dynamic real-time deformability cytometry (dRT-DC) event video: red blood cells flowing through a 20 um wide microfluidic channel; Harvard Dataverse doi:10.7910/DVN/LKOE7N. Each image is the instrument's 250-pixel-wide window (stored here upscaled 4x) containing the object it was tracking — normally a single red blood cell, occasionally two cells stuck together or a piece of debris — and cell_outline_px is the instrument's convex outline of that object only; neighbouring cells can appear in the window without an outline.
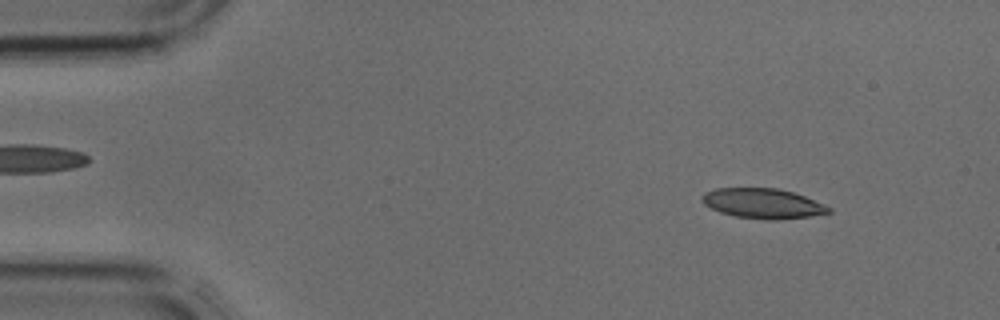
{"species": "common noctule bat (a hibernating species)", "species_latin": "Nyctalus noctula", "temperature_condition": "cold", "stored_images_in_passage": 40, "camera_frame_rate_fps": 3000, "um_per_image_px": 0.085, "animal": {"sex": "male", "body_mass_g": 17.9, "forearm_length_mm": 54.2}, "frame": {"image": 1, "passage_image": 3, "time_ms": 0.667, "image_size_px": [1000, 320], "cell_outline_px": [[832, 212], [812, 216], [776, 220], [764, 220], [736, 216], [720, 212], [704, 204], [700, 200], [700, 196], [704, 192], [716, 188], [776, 188], [792, 192], [804, 196], [824, 204], [832, 208]], "centroid_in_image_um": [64.83, 17.29], "position_along_channel_um": 20.2, "area_um2": 22.25}}
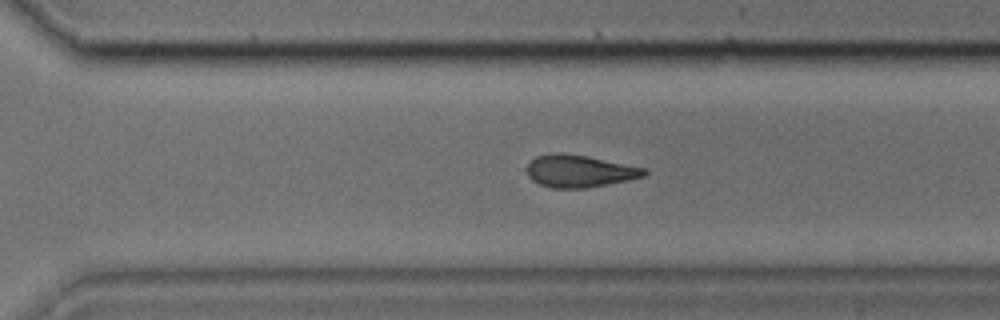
{"frame": {"image": 2, "passage_image": 27, "time_ms": 8.667, "image_size_px": [1000, 320], "cell_outline_px": [[648, 172], [644, 176], [628, 180], [584, 188], [552, 188], [540, 184], [532, 180], [528, 176], [528, 164], [536, 156], [556, 152], [560, 152], [584, 156], [644, 168]], "centroid_in_image_um": [49.21, 14.55], "position_along_channel_um": 321.4, "area_um2": 21.62}}
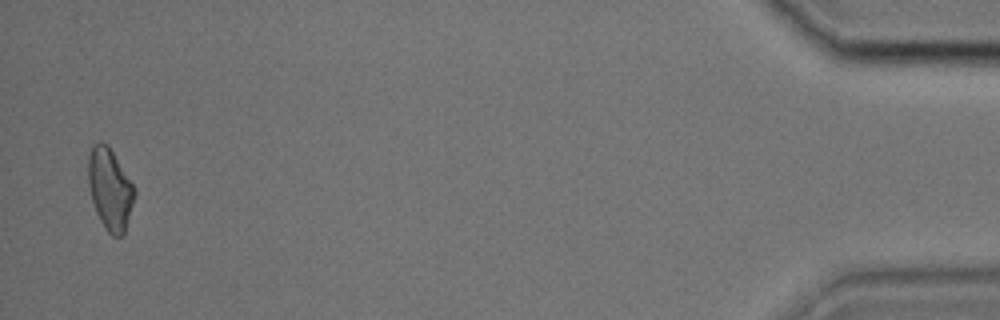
{"frame": {"image": 3, "passage_image": 39, "time_ms": 12.667, "image_size_px": [1000, 320], "cell_outline_px": [[136, 196], [124, 236], [112, 236], [104, 228], [96, 212], [88, 188], [88, 156], [92, 144], [100, 140], [108, 144], [132, 184], [136, 192]], "centroid_in_image_um": [9.34, 16.08], "position_along_channel_um": 425.9, "area_um2": 22.25}}